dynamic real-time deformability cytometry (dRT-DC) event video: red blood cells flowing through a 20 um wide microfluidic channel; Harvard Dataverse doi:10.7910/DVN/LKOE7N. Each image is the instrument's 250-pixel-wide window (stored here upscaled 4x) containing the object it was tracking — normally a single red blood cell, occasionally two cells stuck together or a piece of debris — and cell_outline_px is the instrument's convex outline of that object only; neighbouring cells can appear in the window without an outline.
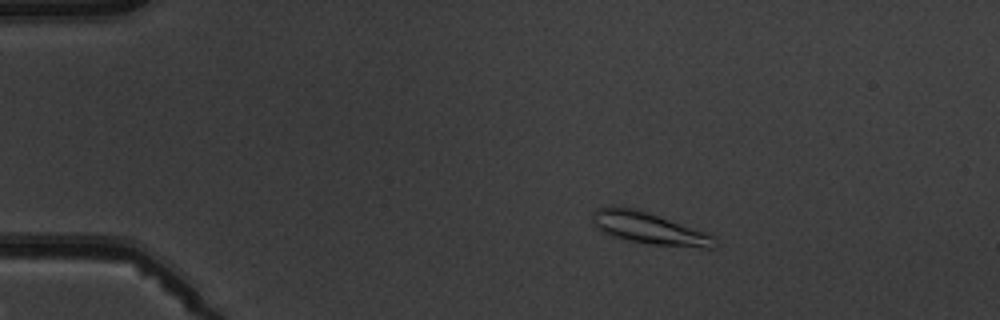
{"species": "common noctule bat (a hibernating species)", "species_latin": "Nyctalus noctula", "temperature_condition": "warm", "stored_images_in_passage": 7, "camera_frame_rate_fps": 3000, "um_per_image_px": 0.085, "animal": {"sex": "male", "body_mass_g": 19.5, "forearm_length_mm": 54.6}, "frame": {"image": 1, "passage_image": 4, "time_ms": 3.333, "image_size_px": [1000, 320], "cell_outline_px": [[720, 244], [716, 248], [704, 248], [652, 244], [624, 240], [600, 232], [592, 224], [592, 212], [596, 208], [612, 204], [640, 208], [704, 232], [712, 236]], "centroid_in_image_um": [55.09, 19.37], "position_along_channel_um": 29.9, "area_um2": 23.41}}